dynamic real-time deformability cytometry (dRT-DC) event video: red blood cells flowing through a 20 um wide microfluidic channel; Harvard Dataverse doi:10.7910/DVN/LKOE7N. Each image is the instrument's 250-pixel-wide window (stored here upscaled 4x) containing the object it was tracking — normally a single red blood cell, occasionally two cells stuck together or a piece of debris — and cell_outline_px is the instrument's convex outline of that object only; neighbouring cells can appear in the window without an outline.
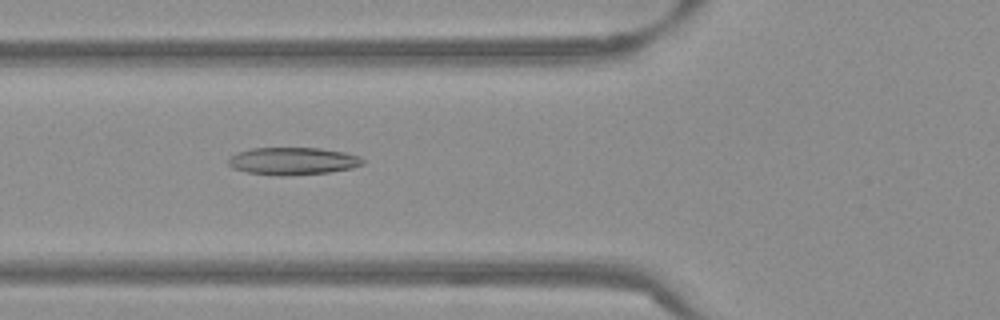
{"species": "Egyptian fruit bat (a non-hibernating species)", "species_latin": "Rousettus aegyptiacus", "temperature_condition": "warm", "stored_images_in_passage": 53, "camera_frame_rate_fps": 3000, "um_per_image_px": 0.085, "frame": {"image": 1, "passage_image": 20, "time_ms": 6.333, "image_size_px": [1000, 320], "cell_outline_px": [[364, 164], [352, 168], [328, 172], [284, 176], [276, 176], [248, 172], [232, 168], [228, 164], [228, 156], [236, 152], [252, 148], [320, 148], [344, 152], [360, 156], [364, 160]], "centroid_in_image_um": [24.86, 13.69], "position_along_channel_um": 100.9, "area_um2": 21.68}}
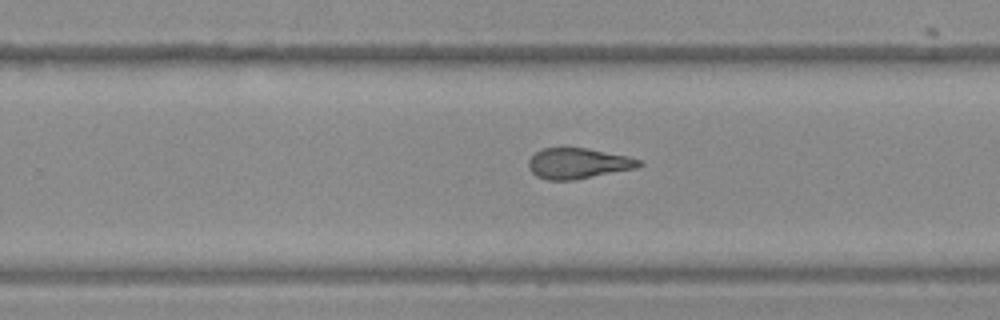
{"frame": {"image": 2, "passage_image": 34, "time_ms": 11.0, "image_size_px": [1000, 320], "cell_outline_px": [[644, 164], [636, 168], [576, 180], [548, 180], [536, 176], [528, 168], [528, 160], [536, 152], [544, 148], [588, 148], [628, 156], [640, 160]], "centroid_in_image_um": [49.14, 13.89], "position_along_channel_um": 280.7, "area_um2": 19.77}}
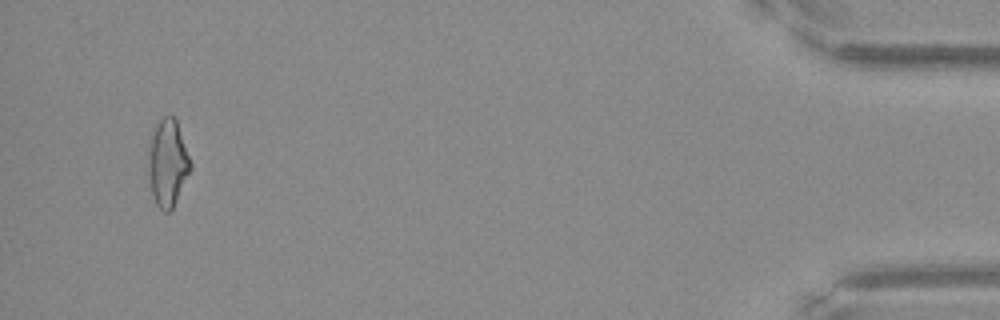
{"frame": {"image": 3, "passage_image": 51, "time_ms": 16.667, "image_size_px": [1000, 320], "cell_outline_px": [[192, 168], [172, 208], [168, 212], [164, 212], [156, 204], [152, 196], [148, 176], [148, 140], [156, 124], [164, 116], [176, 116], [192, 164]], "centroid_in_image_um": [14.24, 13.81], "position_along_channel_um": 421.0, "area_um2": 21.73}, "authors_computed_cell_mechanics": {"area_um2": 20.5768, "velocity_mm_per_s": 3.8422, "shape_relaxation_time_tau1_ms": null, "shape_relaxation_time_tau2_ms": 2.5109, "deformation_change_tau1": null, "deformation_change_tau2": 0.1146}}